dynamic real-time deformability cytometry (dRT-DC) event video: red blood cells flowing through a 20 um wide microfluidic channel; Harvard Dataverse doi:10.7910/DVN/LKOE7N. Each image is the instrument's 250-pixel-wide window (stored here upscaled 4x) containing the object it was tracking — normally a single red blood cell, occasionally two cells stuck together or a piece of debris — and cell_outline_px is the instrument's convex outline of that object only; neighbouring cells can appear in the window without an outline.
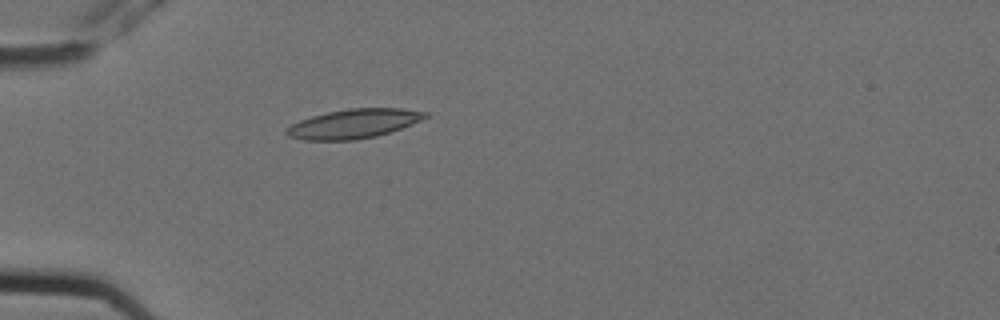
{"species": "Egyptian fruit bat (a non-hibernating species)", "species_latin": "Rousettus aegyptiacus", "temperature_condition": "cold", "stored_images_in_passage": 3, "camera_frame_rate_fps": 3000, "um_per_image_px": 0.085, "animal": {"sex": "female"}, "frame": {"image": 1, "passage_image": 2, "time_ms": 0.333, "image_size_px": [1000, 320], "cell_outline_px": [[428, 116], [412, 124], [376, 136], [356, 140], [304, 140], [288, 136], [284, 132], [292, 124], [300, 120], [312, 116], [328, 112], [348, 108], [404, 108], [428, 112]], "centroid_in_image_um": [30.07, 10.51], "position_along_channel_um": 54.9, "area_um2": 23.52}}